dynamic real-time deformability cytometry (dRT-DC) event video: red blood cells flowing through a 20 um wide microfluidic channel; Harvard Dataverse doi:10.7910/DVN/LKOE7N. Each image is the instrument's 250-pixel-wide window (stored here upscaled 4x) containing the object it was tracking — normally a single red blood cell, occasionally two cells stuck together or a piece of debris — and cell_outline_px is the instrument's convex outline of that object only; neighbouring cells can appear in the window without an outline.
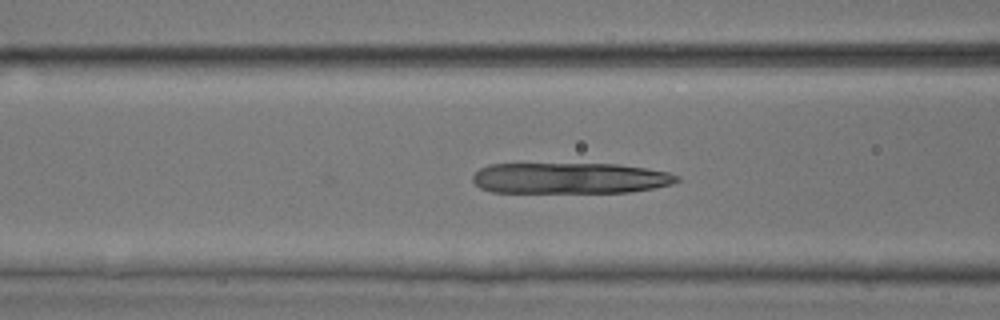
{"species": "common noctule bat (a hibernating species)", "species_latin": "Nyctalus noctula", "temperature_condition": "room temperature", "stored_images_in_passage": 35, "camera_frame_rate_fps": 3000, "um_per_image_px": 0.085, "animal": {"sex": "male", "body_mass_g": 17.9, "forearm_length_mm": 54.2}, "frame": {"image": 1, "passage_image": 5, "time_ms": 1.333, "image_size_px": [1000, 320], "cell_outline_px": [[680, 180], [672, 184], [652, 188], [628, 192], [492, 192], [480, 188], [472, 180], [472, 176], [480, 168], [488, 164], [616, 164], [644, 168], [668, 172], [680, 176]], "centroid_in_image_um": [48.43, 15.14], "position_along_channel_um": 118.2, "area_um2": 36.76}}
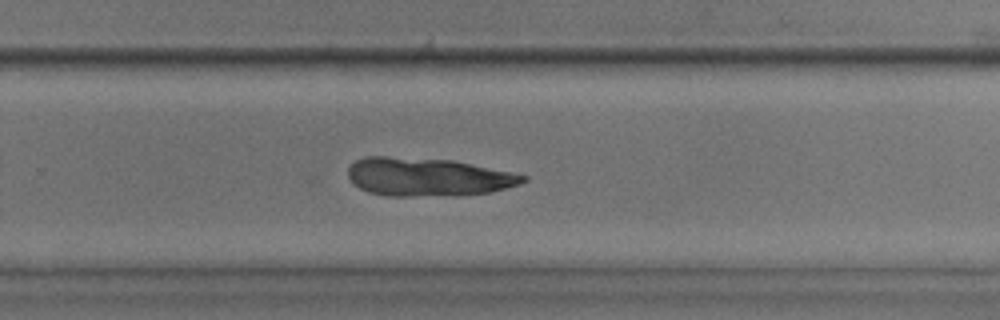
{"frame": {"image": 2, "passage_image": 18, "time_ms": 5.667, "image_size_px": [1000, 320], "cell_outline_px": [[528, 180], [520, 184], [492, 192], [408, 196], [388, 196], [368, 192], [352, 184], [348, 176], [348, 168], [356, 160], [364, 156], [384, 156], [452, 160], [512, 172], [528, 176]], "centroid_in_image_um": [36.32, 15.02], "position_along_channel_um": 293.5, "area_um2": 38.73}}
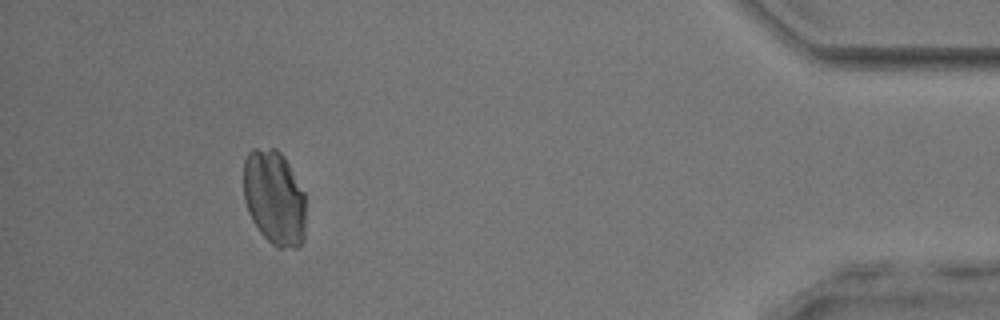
{"frame": {"image": 3, "passage_image": 31, "time_ms": 10.0, "image_size_px": [1000, 320], "cell_outline_px": [[304, 240], [296, 248], [276, 248], [260, 232], [252, 220], [248, 212], [244, 200], [244, 160], [248, 152], [252, 148], [276, 148], [284, 156], [304, 192]], "centroid_in_image_um": [23.3, 16.8], "position_along_channel_um": 411.9, "area_um2": 34.51}}